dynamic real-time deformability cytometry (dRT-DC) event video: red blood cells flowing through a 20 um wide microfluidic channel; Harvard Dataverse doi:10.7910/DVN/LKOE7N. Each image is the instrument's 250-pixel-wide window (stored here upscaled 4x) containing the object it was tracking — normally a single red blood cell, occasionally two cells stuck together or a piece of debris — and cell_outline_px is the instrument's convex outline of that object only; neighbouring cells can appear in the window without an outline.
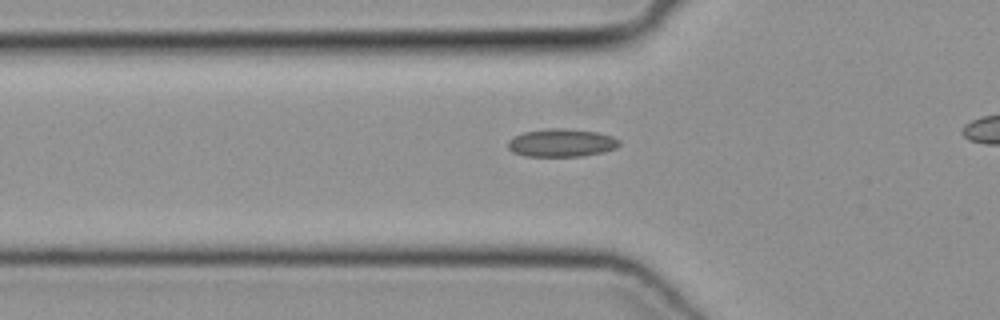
{"species": "common noctule bat (a hibernating species)", "species_latin": "Nyctalus noctula", "temperature_condition": "cold", "stored_images_in_passage": 41, "camera_frame_rate_fps": 3000, "um_per_image_px": 0.085, "animal": {"sex": "female", "body_mass_g": 19.3, "forearm_length_mm": 54.1}, "frame": {"image": 1, "passage_image": 15, "time_ms": 4.667, "image_size_px": [1000, 320], "cell_outline_px": [[620, 144], [616, 148], [604, 152], [580, 156], [524, 156], [512, 152], [508, 148], [508, 140], [524, 132], [544, 128], [564, 128], [596, 132], [612, 136], [620, 140]], "centroid_in_image_um": [47.72, 12.14], "position_along_channel_um": 78.1, "area_um2": 18.21}}
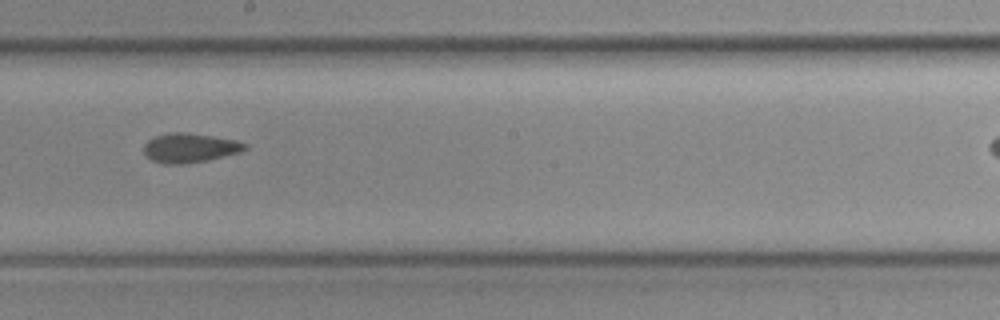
{"frame": {"image": 2, "passage_image": 26, "time_ms": 8.333, "image_size_px": [1000, 320], "cell_outline_px": [[248, 148], [240, 152], [208, 160], [184, 164], [164, 164], [152, 160], [144, 152], [144, 144], [148, 140], [156, 136], [172, 132], [184, 132], [212, 136], [236, 140], [248, 144]], "centroid_in_image_um": [16.15, 12.57], "position_along_channel_um": 232.0, "area_um2": 17.22}}
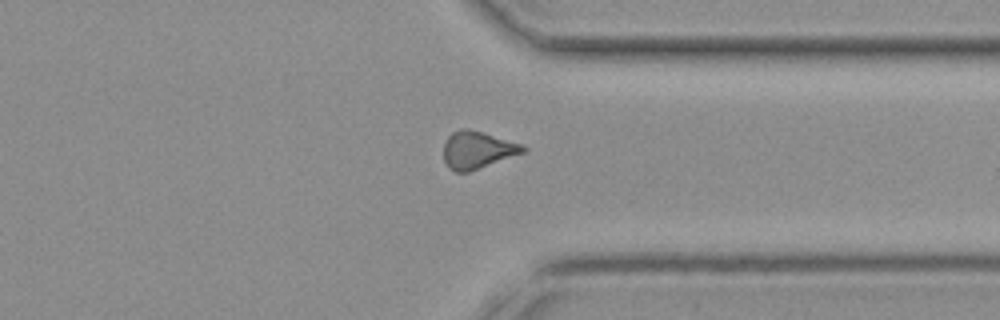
{"frame": {"image": 3, "passage_image": 36, "time_ms": 11.667, "image_size_px": [1000, 320], "cell_outline_px": [[528, 148], [524, 152], [468, 172], [456, 172], [444, 160], [444, 144], [448, 136], [452, 132], [460, 128], [468, 128], [524, 144]], "centroid_in_image_um": [40.6, 12.72], "position_along_channel_um": 370.8, "area_um2": 17.11}}